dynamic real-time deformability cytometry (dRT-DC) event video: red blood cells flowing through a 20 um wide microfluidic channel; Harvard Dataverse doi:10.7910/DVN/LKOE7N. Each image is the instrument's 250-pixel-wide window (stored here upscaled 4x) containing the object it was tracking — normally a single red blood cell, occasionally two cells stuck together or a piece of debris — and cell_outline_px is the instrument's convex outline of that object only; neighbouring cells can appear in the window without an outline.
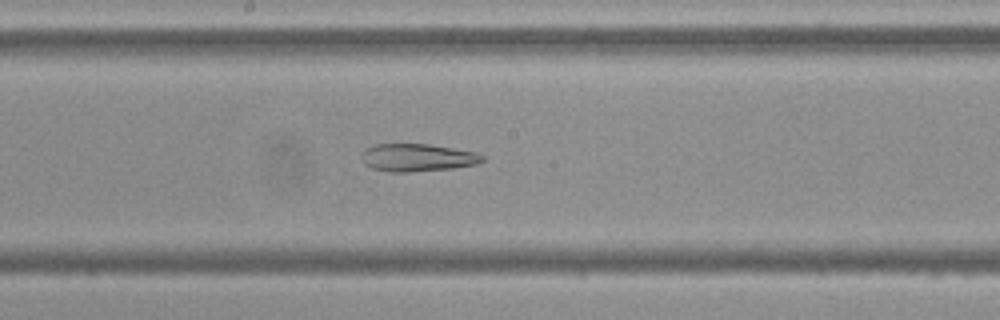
{"species": "Egyptian fruit bat (a non-hibernating species)", "species_latin": "Rousettus aegyptiacus", "temperature_condition": "cold", "stored_images_in_passage": 41, "camera_frame_rate_fps": 3000, "um_per_image_px": 0.085, "frame": {"image": 1, "passage_image": 15, "time_ms": 4.667, "image_size_px": [1000, 320], "cell_outline_px": [[484, 160], [476, 164], [452, 168], [408, 172], [392, 172], [372, 168], [364, 164], [360, 156], [364, 148], [376, 144], [428, 144], [476, 152], [484, 156]], "centroid_in_image_um": [35.44, 13.39], "position_along_channel_um": 212.8, "area_um2": 19.48}}
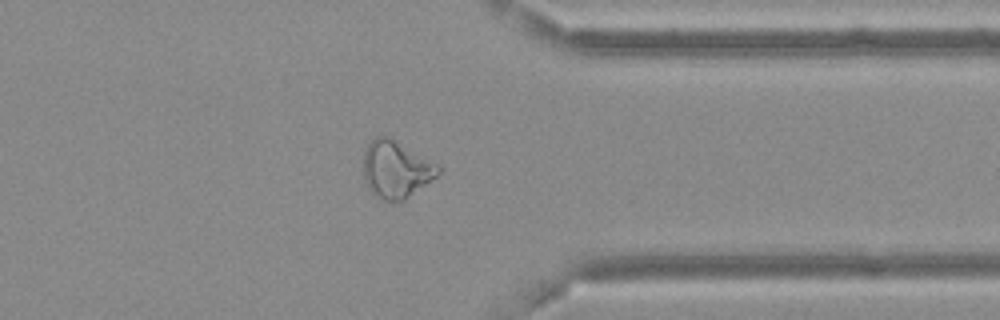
{"frame": {"image": 2, "passage_image": 29, "time_ms": 9.333, "image_size_px": [1000, 320], "cell_outline_px": [[440, 172], [436, 176], [404, 200], [380, 200], [372, 192], [364, 176], [364, 148], [376, 136], [388, 136], [436, 164], [440, 168]], "centroid_in_image_um": [33.63, 14.39], "position_along_channel_um": 377.8, "area_um2": 24.22}}
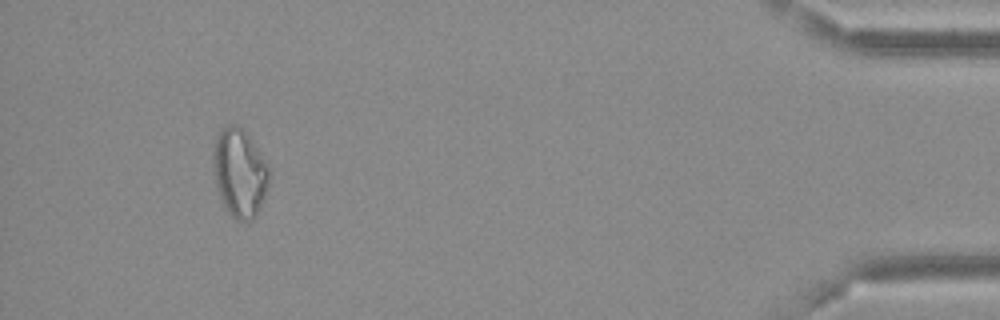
{"frame": {"image": 3, "passage_image": 37, "time_ms": 12.0, "image_size_px": [1000, 320], "cell_outline_px": [[268, 188], [264, 200], [252, 220], [236, 220], [224, 208], [220, 200], [216, 184], [212, 164], [212, 148], [216, 136], [228, 124], [236, 124], [248, 136], [268, 164]], "centroid_in_image_um": [20.33, 14.71], "position_along_channel_um": 414.9, "area_um2": 28.78}}